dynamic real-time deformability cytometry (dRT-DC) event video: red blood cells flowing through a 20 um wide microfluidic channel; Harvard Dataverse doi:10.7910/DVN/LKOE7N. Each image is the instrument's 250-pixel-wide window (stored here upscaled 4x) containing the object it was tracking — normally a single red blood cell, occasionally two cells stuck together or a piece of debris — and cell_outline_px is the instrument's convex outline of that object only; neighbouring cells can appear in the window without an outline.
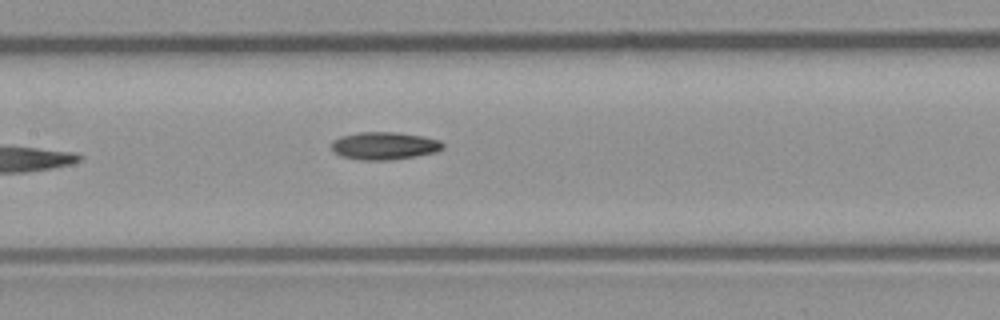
{"species": "common noctule bat (a hibernating species)", "species_latin": "Nyctalus noctula", "temperature_condition": "room temperature", "stored_images_in_passage": 8, "camera_frame_rate_fps": 3000, "um_per_image_px": 0.085, "animal": {"sex": "male", "body_mass_g": 23.1, "forearm_length_mm": 52.7}, "frame": {"image": 1, "passage_image": 8, "time_ms": 2.333, "image_size_px": [1000, 320], "cell_outline_px": [[444, 148], [436, 152], [416, 156], [392, 160], [360, 160], [340, 156], [332, 148], [332, 140], [340, 136], [360, 132], [396, 132], [420, 136], [440, 140], [444, 144]], "centroid_in_image_um": [32.67, 12.39], "position_along_channel_um": 174.7, "area_um2": 17.98}}